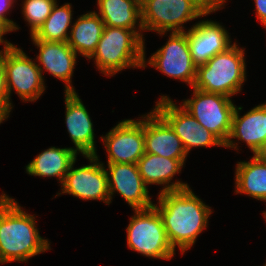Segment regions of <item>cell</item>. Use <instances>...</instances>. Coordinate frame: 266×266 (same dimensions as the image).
<instances>
[{"instance_id": "obj_1", "label": "cell", "mask_w": 266, "mask_h": 266, "mask_svg": "<svg viewBox=\"0 0 266 266\" xmlns=\"http://www.w3.org/2000/svg\"><path fill=\"white\" fill-rule=\"evenodd\" d=\"M157 209L166 230L167 238L175 250L188 251L207 228L211 207L206 205L191 188L166 191L158 194Z\"/></svg>"}, {"instance_id": "obj_2", "label": "cell", "mask_w": 266, "mask_h": 266, "mask_svg": "<svg viewBox=\"0 0 266 266\" xmlns=\"http://www.w3.org/2000/svg\"><path fill=\"white\" fill-rule=\"evenodd\" d=\"M36 216L29 214L6 193L0 195V264L27 262L51 250L50 242L40 236Z\"/></svg>"}, {"instance_id": "obj_3", "label": "cell", "mask_w": 266, "mask_h": 266, "mask_svg": "<svg viewBox=\"0 0 266 266\" xmlns=\"http://www.w3.org/2000/svg\"><path fill=\"white\" fill-rule=\"evenodd\" d=\"M144 30L105 26L96 51L89 58L105 76H113L128 68H143Z\"/></svg>"}, {"instance_id": "obj_4", "label": "cell", "mask_w": 266, "mask_h": 266, "mask_svg": "<svg viewBox=\"0 0 266 266\" xmlns=\"http://www.w3.org/2000/svg\"><path fill=\"white\" fill-rule=\"evenodd\" d=\"M245 49L237 43L197 66L194 88L232 97L242 91L246 81Z\"/></svg>"}, {"instance_id": "obj_5", "label": "cell", "mask_w": 266, "mask_h": 266, "mask_svg": "<svg viewBox=\"0 0 266 266\" xmlns=\"http://www.w3.org/2000/svg\"><path fill=\"white\" fill-rule=\"evenodd\" d=\"M218 10L206 0H148L141 6V22L144 31L163 36L167 32H185V23Z\"/></svg>"}, {"instance_id": "obj_6", "label": "cell", "mask_w": 266, "mask_h": 266, "mask_svg": "<svg viewBox=\"0 0 266 266\" xmlns=\"http://www.w3.org/2000/svg\"><path fill=\"white\" fill-rule=\"evenodd\" d=\"M127 226V245L146 257L171 260L175 250L171 246L162 218L157 209L152 206L146 209H133Z\"/></svg>"}, {"instance_id": "obj_7", "label": "cell", "mask_w": 266, "mask_h": 266, "mask_svg": "<svg viewBox=\"0 0 266 266\" xmlns=\"http://www.w3.org/2000/svg\"><path fill=\"white\" fill-rule=\"evenodd\" d=\"M0 60L5 69L9 104L13 105L12 90L16 91L23 102H35L39 99L46 86L36 60L32 61V58L14 44L0 52Z\"/></svg>"}, {"instance_id": "obj_8", "label": "cell", "mask_w": 266, "mask_h": 266, "mask_svg": "<svg viewBox=\"0 0 266 266\" xmlns=\"http://www.w3.org/2000/svg\"><path fill=\"white\" fill-rule=\"evenodd\" d=\"M193 88V96L180 104L198 123L226 143L236 105L230 97Z\"/></svg>"}, {"instance_id": "obj_9", "label": "cell", "mask_w": 266, "mask_h": 266, "mask_svg": "<svg viewBox=\"0 0 266 266\" xmlns=\"http://www.w3.org/2000/svg\"><path fill=\"white\" fill-rule=\"evenodd\" d=\"M152 66L172 79L181 80L192 88L196 81L197 65L193 62L187 31L170 32L168 41L149 57L144 56L143 68Z\"/></svg>"}, {"instance_id": "obj_10", "label": "cell", "mask_w": 266, "mask_h": 266, "mask_svg": "<svg viewBox=\"0 0 266 266\" xmlns=\"http://www.w3.org/2000/svg\"><path fill=\"white\" fill-rule=\"evenodd\" d=\"M173 128L180 138L187 155L193 147H224V143L181 105H176L167 95H161L154 108Z\"/></svg>"}, {"instance_id": "obj_11", "label": "cell", "mask_w": 266, "mask_h": 266, "mask_svg": "<svg viewBox=\"0 0 266 266\" xmlns=\"http://www.w3.org/2000/svg\"><path fill=\"white\" fill-rule=\"evenodd\" d=\"M90 164L74 169L76 160L71 164L61 184V194H69L81 200H100L110 204V195L107 181L106 168L98 155L83 156Z\"/></svg>"}, {"instance_id": "obj_12", "label": "cell", "mask_w": 266, "mask_h": 266, "mask_svg": "<svg viewBox=\"0 0 266 266\" xmlns=\"http://www.w3.org/2000/svg\"><path fill=\"white\" fill-rule=\"evenodd\" d=\"M141 116L139 120L124 119L101 136L108 157L107 164H137L145 154L144 115Z\"/></svg>"}, {"instance_id": "obj_13", "label": "cell", "mask_w": 266, "mask_h": 266, "mask_svg": "<svg viewBox=\"0 0 266 266\" xmlns=\"http://www.w3.org/2000/svg\"><path fill=\"white\" fill-rule=\"evenodd\" d=\"M107 166L110 203L117 192L132 209H146L154 205L137 164L109 163Z\"/></svg>"}, {"instance_id": "obj_14", "label": "cell", "mask_w": 266, "mask_h": 266, "mask_svg": "<svg viewBox=\"0 0 266 266\" xmlns=\"http://www.w3.org/2000/svg\"><path fill=\"white\" fill-rule=\"evenodd\" d=\"M229 34L221 23L211 19L193 24L187 31L193 62L199 66L205 64L217 53L226 51L233 45Z\"/></svg>"}, {"instance_id": "obj_15", "label": "cell", "mask_w": 266, "mask_h": 266, "mask_svg": "<svg viewBox=\"0 0 266 266\" xmlns=\"http://www.w3.org/2000/svg\"><path fill=\"white\" fill-rule=\"evenodd\" d=\"M39 49L36 56L38 67L42 73L49 72L53 77L64 82L65 93L76 92L72 86V77L79 56L67 42H47L41 39H31ZM42 65V66H41Z\"/></svg>"}, {"instance_id": "obj_16", "label": "cell", "mask_w": 266, "mask_h": 266, "mask_svg": "<svg viewBox=\"0 0 266 266\" xmlns=\"http://www.w3.org/2000/svg\"><path fill=\"white\" fill-rule=\"evenodd\" d=\"M65 94V123L75 152L83 156L97 155L93 122L76 92Z\"/></svg>"}, {"instance_id": "obj_17", "label": "cell", "mask_w": 266, "mask_h": 266, "mask_svg": "<svg viewBox=\"0 0 266 266\" xmlns=\"http://www.w3.org/2000/svg\"><path fill=\"white\" fill-rule=\"evenodd\" d=\"M145 153L171 159H187L180 138L170 124L153 108L144 114Z\"/></svg>"}, {"instance_id": "obj_18", "label": "cell", "mask_w": 266, "mask_h": 266, "mask_svg": "<svg viewBox=\"0 0 266 266\" xmlns=\"http://www.w3.org/2000/svg\"><path fill=\"white\" fill-rule=\"evenodd\" d=\"M242 108L236 106L234 109L231 131L224 147L238 150V142L235 141H244L254 154L266 143V103L257 105L240 116Z\"/></svg>"}, {"instance_id": "obj_19", "label": "cell", "mask_w": 266, "mask_h": 266, "mask_svg": "<svg viewBox=\"0 0 266 266\" xmlns=\"http://www.w3.org/2000/svg\"><path fill=\"white\" fill-rule=\"evenodd\" d=\"M186 159H171L163 156L145 153L137 162L139 173L145 185H162L159 194L166 191L182 190L189 188L187 183L171 182L173 176L182 171ZM165 185V186H164Z\"/></svg>"}, {"instance_id": "obj_20", "label": "cell", "mask_w": 266, "mask_h": 266, "mask_svg": "<svg viewBox=\"0 0 266 266\" xmlns=\"http://www.w3.org/2000/svg\"><path fill=\"white\" fill-rule=\"evenodd\" d=\"M104 27L97 11H88L73 22L67 43L78 55L89 59L96 51Z\"/></svg>"}, {"instance_id": "obj_21", "label": "cell", "mask_w": 266, "mask_h": 266, "mask_svg": "<svg viewBox=\"0 0 266 266\" xmlns=\"http://www.w3.org/2000/svg\"><path fill=\"white\" fill-rule=\"evenodd\" d=\"M75 160H77V153L72 147L57 148L52 146L38 154L25 166V169L26 173L31 176L56 177L58 182L60 181L62 184Z\"/></svg>"}, {"instance_id": "obj_22", "label": "cell", "mask_w": 266, "mask_h": 266, "mask_svg": "<svg viewBox=\"0 0 266 266\" xmlns=\"http://www.w3.org/2000/svg\"><path fill=\"white\" fill-rule=\"evenodd\" d=\"M96 1L99 9L97 14L100 16L105 26L143 30L141 6L135 0Z\"/></svg>"}, {"instance_id": "obj_23", "label": "cell", "mask_w": 266, "mask_h": 266, "mask_svg": "<svg viewBox=\"0 0 266 266\" xmlns=\"http://www.w3.org/2000/svg\"><path fill=\"white\" fill-rule=\"evenodd\" d=\"M235 170V193L266 202V164L253 156L238 162Z\"/></svg>"}, {"instance_id": "obj_24", "label": "cell", "mask_w": 266, "mask_h": 266, "mask_svg": "<svg viewBox=\"0 0 266 266\" xmlns=\"http://www.w3.org/2000/svg\"><path fill=\"white\" fill-rule=\"evenodd\" d=\"M55 3L51 14L44 21L38 32L31 39H41L47 42H67L72 27L73 10L70 3L60 6ZM70 27V28H69Z\"/></svg>"}, {"instance_id": "obj_25", "label": "cell", "mask_w": 266, "mask_h": 266, "mask_svg": "<svg viewBox=\"0 0 266 266\" xmlns=\"http://www.w3.org/2000/svg\"><path fill=\"white\" fill-rule=\"evenodd\" d=\"M57 0H24L22 14L30 26V36L35 35L43 26L44 21L51 14Z\"/></svg>"}, {"instance_id": "obj_26", "label": "cell", "mask_w": 266, "mask_h": 266, "mask_svg": "<svg viewBox=\"0 0 266 266\" xmlns=\"http://www.w3.org/2000/svg\"><path fill=\"white\" fill-rule=\"evenodd\" d=\"M15 0H0V21L3 22L10 30L16 31L20 27L11 19L7 18L8 11L13 8Z\"/></svg>"}, {"instance_id": "obj_27", "label": "cell", "mask_w": 266, "mask_h": 266, "mask_svg": "<svg viewBox=\"0 0 266 266\" xmlns=\"http://www.w3.org/2000/svg\"><path fill=\"white\" fill-rule=\"evenodd\" d=\"M0 104H9L5 69L1 60H0Z\"/></svg>"}, {"instance_id": "obj_28", "label": "cell", "mask_w": 266, "mask_h": 266, "mask_svg": "<svg viewBox=\"0 0 266 266\" xmlns=\"http://www.w3.org/2000/svg\"><path fill=\"white\" fill-rule=\"evenodd\" d=\"M257 19L266 29V0H254Z\"/></svg>"}, {"instance_id": "obj_29", "label": "cell", "mask_w": 266, "mask_h": 266, "mask_svg": "<svg viewBox=\"0 0 266 266\" xmlns=\"http://www.w3.org/2000/svg\"><path fill=\"white\" fill-rule=\"evenodd\" d=\"M8 32H11V30L3 22L0 21V44H4L3 49L0 50V52L8 49L13 45L10 41L3 39V35L8 34Z\"/></svg>"}, {"instance_id": "obj_30", "label": "cell", "mask_w": 266, "mask_h": 266, "mask_svg": "<svg viewBox=\"0 0 266 266\" xmlns=\"http://www.w3.org/2000/svg\"><path fill=\"white\" fill-rule=\"evenodd\" d=\"M13 109V105L0 104V124L9 118L10 112Z\"/></svg>"}, {"instance_id": "obj_31", "label": "cell", "mask_w": 266, "mask_h": 266, "mask_svg": "<svg viewBox=\"0 0 266 266\" xmlns=\"http://www.w3.org/2000/svg\"><path fill=\"white\" fill-rule=\"evenodd\" d=\"M260 162L266 164V143L263 144L254 155Z\"/></svg>"}, {"instance_id": "obj_32", "label": "cell", "mask_w": 266, "mask_h": 266, "mask_svg": "<svg viewBox=\"0 0 266 266\" xmlns=\"http://www.w3.org/2000/svg\"><path fill=\"white\" fill-rule=\"evenodd\" d=\"M225 2H226V0H213V8L223 9Z\"/></svg>"}, {"instance_id": "obj_33", "label": "cell", "mask_w": 266, "mask_h": 266, "mask_svg": "<svg viewBox=\"0 0 266 266\" xmlns=\"http://www.w3.org/2000/svg\"><path fill=\"white\" fill-rule=\"evenodd\" d=\"M140 6H142L148 0H135Z\"/></svg>"}, {"instance_id": "obj_34", "label": "cell", "mask_w": 266, "mask_h": 266, "mask_svg": "<svg viewBox=\"0 0 266 266\" xmlns=\"http://www.w3.org/2000/svg\"><path fill=\"white\" fill-rule=\"evenodd\" d=\"M207 4L213 8V0H206Z\"/></svg>"}, {"instance_id": "obj_35", "label": "cell", "mask_w": 266, "mask_h": 266, "mask_svg": "<svg viewBox=\"0 0 266 266\" xmlns=\"http://www.w3.org/2000/svg\"><path fill=\"white\" fill-rule=\"evenodd\" d=\"M263 216H264L265 221H266V211L263 212Z\"/></svg>"}]
</instances>
